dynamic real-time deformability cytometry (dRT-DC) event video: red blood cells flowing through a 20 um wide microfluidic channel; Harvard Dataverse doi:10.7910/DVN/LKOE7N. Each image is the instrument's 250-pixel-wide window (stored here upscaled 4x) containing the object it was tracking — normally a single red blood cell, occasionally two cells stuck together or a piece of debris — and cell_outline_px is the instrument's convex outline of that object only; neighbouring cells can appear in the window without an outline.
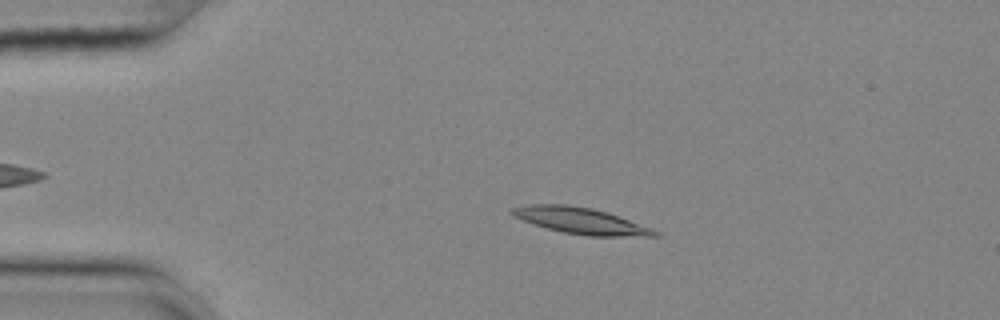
{"species": "common noctule bat (a hibernating species)", "species_latin": "Nyctalus noctula", "temperature_condition": "cold", "stored_images_in_passage": 15, "camera_frame_rate_fps": 3000, "um_per_image_px": 0.085, "animal": {"sex": "female", "body_mass_g": 25.1}, "frame": {"image": 1, "passage_image": 11, "time_ms": 3.333, "image_size_px": [1000, 320], "cell_outline_px": [[660, 236], [588, 236], [564, 232], [548, 228], [512, 216], [508, 212], [512, 208], [528, 204], [564, 204], [592, 208], [652, 228], [660, 232]], "centroid_in_image_um": [49.34, 18.76], "position_along_channel_um": 35.7, "area_um2": 21.44}}